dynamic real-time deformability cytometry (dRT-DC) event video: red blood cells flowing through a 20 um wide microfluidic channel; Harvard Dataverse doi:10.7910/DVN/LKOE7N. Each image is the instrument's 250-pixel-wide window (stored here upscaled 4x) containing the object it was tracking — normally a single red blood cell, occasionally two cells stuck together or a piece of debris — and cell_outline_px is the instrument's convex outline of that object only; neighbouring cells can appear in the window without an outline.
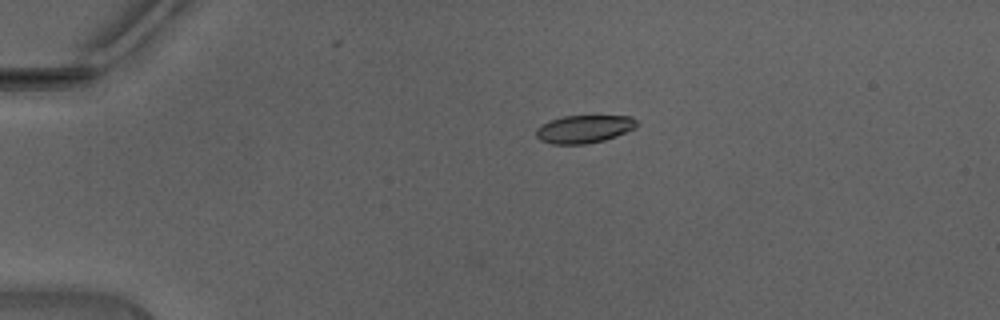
{"species": "Egyptian fruit bat (a non-hibernating species)", "species_latin": "Rousettus aegyptiacus", "temperature_condition": "warm", "stored_images_in_passage": 3, "camera_frame_rate_fps": 3000, "um_per_image_px": 0.085, "animal": {"sex": "male"}, "frame": {"image": 1, "passage_image": 1, "time_ms": 0.0, "image_size_px": [1000, 320], "cell_outline_px": [[640, 124], [636, 128], [616, 136], [604, 140], [584, 144], [552, 144], [540, 140], [536, 136], [536, 128], [540, 124], [564, 116], [632, 116]], "centroid_in_image_um": [49.66, 10.97], "position_along_channel_um": 35.3, "area_um2": 16.42}}